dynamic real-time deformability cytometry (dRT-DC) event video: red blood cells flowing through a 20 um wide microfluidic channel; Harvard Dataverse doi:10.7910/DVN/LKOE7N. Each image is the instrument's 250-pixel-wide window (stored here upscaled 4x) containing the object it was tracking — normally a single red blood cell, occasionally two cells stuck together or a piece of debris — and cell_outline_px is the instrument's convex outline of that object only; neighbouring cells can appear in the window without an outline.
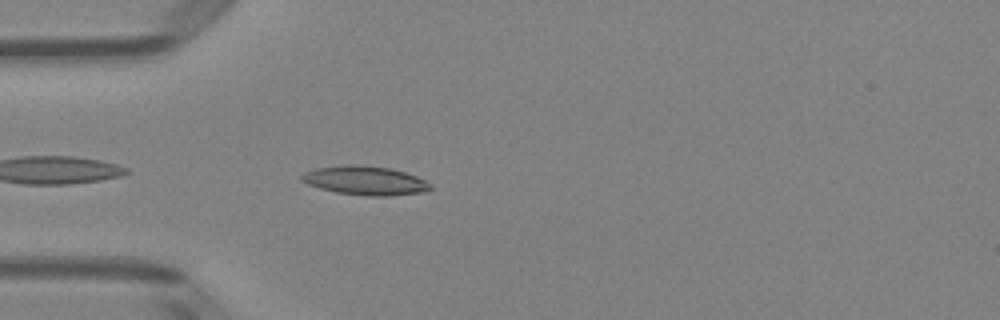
{"species": "Egyptian fruit bat (a non-hibernating species)", "species_latin": "Rousettus aegyptiacus", "temperature_condition": "room temperature", "stored_images_in_passage": 25, "camera_frame_rate_fps": 3000, "um_per_image_px": 0.085, "animal": {"sex": "female"}, "frame": {"image": 1, "passage_image": 3, "time_ms": 0.667, "image_size_px": [1000, 320], "cell_outline_px": [[432, 188], [420, 192], [388, 196], [368, 196], [336, 192], [320, 188], [308, 184], [300, 180], [300, 176], [304, 172], [316, 168], [348, 164], [360, 164], [392, 168], [416, 176], [432, 184]], "centroid_in_image_um": [31.01, 15.33], "position_along_channel_um": 54.0, "area_um2": 21.73}}
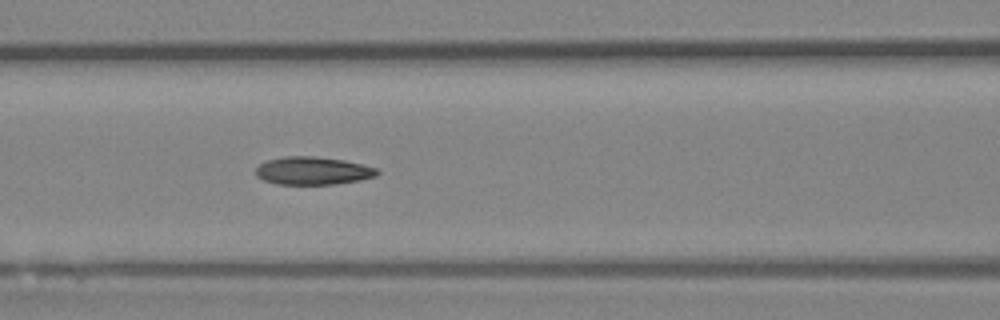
{"frame": {"image": 2, "passage_image": 10, "time_ms": 3.0, "image_size_px": [1000, 320], "cell_outline_px": [[380, 172], [376, 176], [360, 180], [336, 184], [276, 184], [264, 180], [256, 176], [256, 168], [260, 164], [268, 160], [284, 156], [312, 156], [344, 160], [364, 164], [376, 168]], "centroid_in_image_um": [26.61, 14.51], "position_along_channel_um": 140.0, "area_um2": 19.77}}
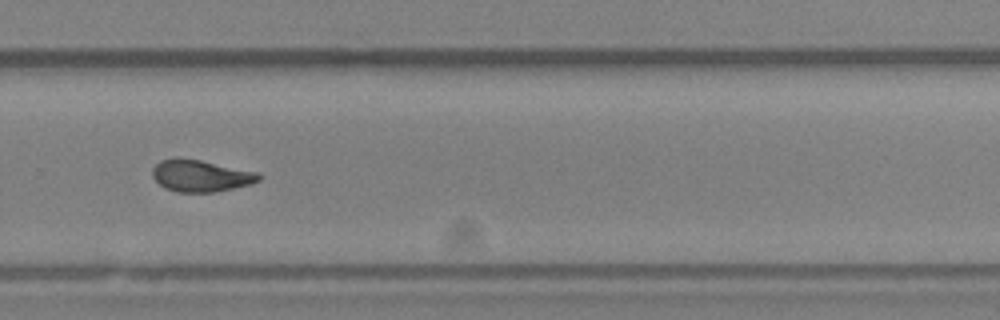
{"frame": {"image": 3, "passage_image": 23, "time_ms": 7.333, "image_size_px": [1000, 320], "cell_outline_px": [[260, 180], [252, 184], [216, 192], [176, 192], [164, 188], [152, 176], [152, 168], [160, 160], [176, 156], [200, 160], [260, 172]], "centroid_in_image_um": [17.05, 14.93], "position_along_channel_um": 312.7, "area_um2": 20.06}}